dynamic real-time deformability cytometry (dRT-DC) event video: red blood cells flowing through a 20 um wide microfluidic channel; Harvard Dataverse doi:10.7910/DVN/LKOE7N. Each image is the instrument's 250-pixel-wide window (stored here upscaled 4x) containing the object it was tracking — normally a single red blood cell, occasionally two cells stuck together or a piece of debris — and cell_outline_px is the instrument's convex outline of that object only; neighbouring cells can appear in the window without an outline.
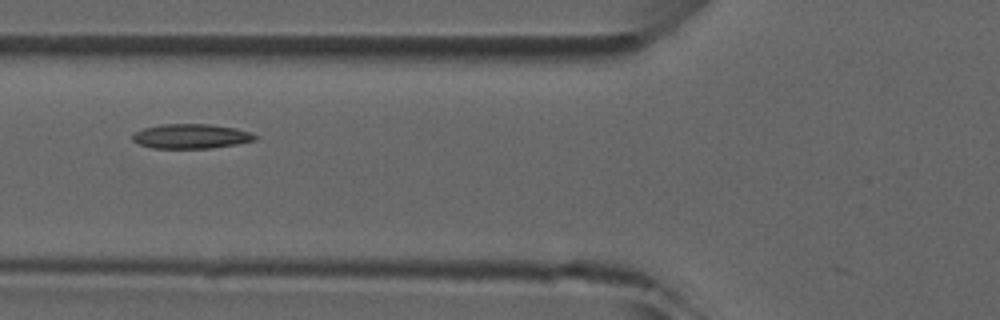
{"species": "common noctule bat (a hibernating species)", "species_latin": "Nyctalus noctula", "temperature_condition": "room temperature", "stored_images_in_passage": 8, "camera_frame_rate_fps": 3000, "um_per_image_px": 0.085, "animal": {"sex": "male", "forearm_length_mm": 52.5}, "frame": {"image": 1, "passage_image": 6, "time_ms": 5.667, "image_size_px": [1000, 320], "cell_outline_px": [[256, 140], [236, 144], [212, 148], [152, 148], [140, 144], [132, 140], [132, 136], [136, 132], [144, 128], [160, 124], [208, 124], [236, 128], [252, 132], [256, 136]], "centroid_in_image_um": [16.26, 11.58], "position_along_channel_um": 109.5, "area_um2": 17.51}}
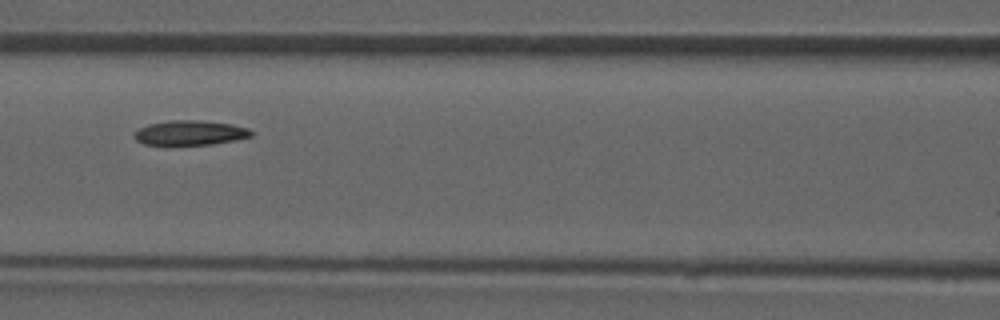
{"frame": {"image": 2, "passage_image": 7, "time_ms": 6.667, "image_size_px": [1000, 320], "cell_outline_px": [[252, 136], [236, 140], [212, 144], [144, 144], [136, 140], [132, 136], [132, 132], [148, 124], [172, 120], [200, 120], [232, 124], [248, 128], [252, 132]], "centroid_in_image_um": [16.14, 11.28], "position_along_channel_um": 150.5, "area_um2": 16.76}}